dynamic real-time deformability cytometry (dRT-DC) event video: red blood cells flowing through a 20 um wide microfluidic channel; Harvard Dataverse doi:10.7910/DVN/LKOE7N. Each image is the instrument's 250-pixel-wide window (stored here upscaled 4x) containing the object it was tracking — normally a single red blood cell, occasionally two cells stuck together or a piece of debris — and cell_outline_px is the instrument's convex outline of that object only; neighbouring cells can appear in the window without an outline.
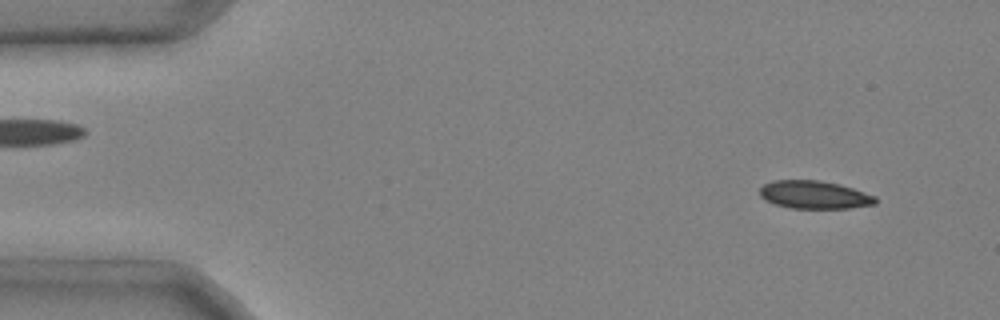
{"species": "common noctule bat (a hibernating species)", "species_latin": "Nyctalus noctula", "temperature_condition": "cold", "stored_images_in_passage": 46, "camera_frame_rate_fps": 3000, "um_per_image_px": 0.085, "animal": {"sex": "male", "body_mass_g": 20.4}, "frame": {"image": 1, "passage_image": 3, "time_ms": 0.667, "image_size_px": [1000, 320], "cell_outline_px": [[876, 204], [848, 208], [792, 208], [776, 204], [764, 200], [760, 196], [760, 188], [764, 184], [772, 180], [820, 180], [840, 184], [876, 196]], "centroid_in_image_um": [69.21, 16.55], "position_along_channel_um": 15.8, "area_um2": 18.84}}
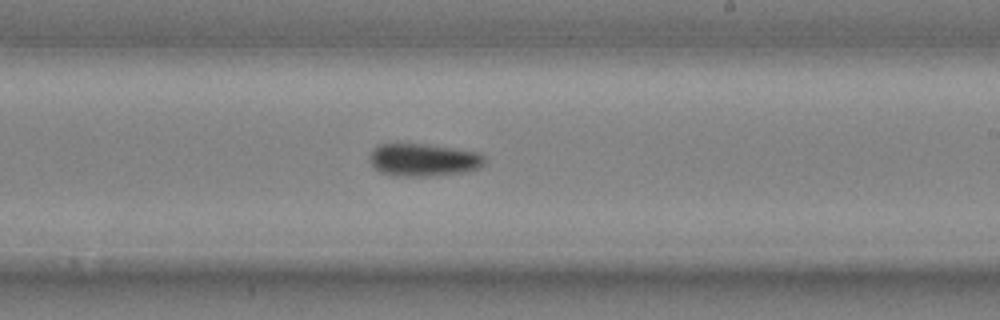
{"frame": {"image": 2, "passage_image": 28, "time_ms": 9.0, "image_size_px": [1000, 320], "cell_outline_px": [[484, 164], [480, 168], [464, 172], [432, 176], [392, 176], [380, 172], [372, 168], [368, 160], [368, 156], [372, 148], [376, 144], [424, 144], [480, 152], [484, 156]], "centroid_in_image_um": [35.93, 13.6], "position_along_channel_um": 253.1, "area_um2": 22.31}}
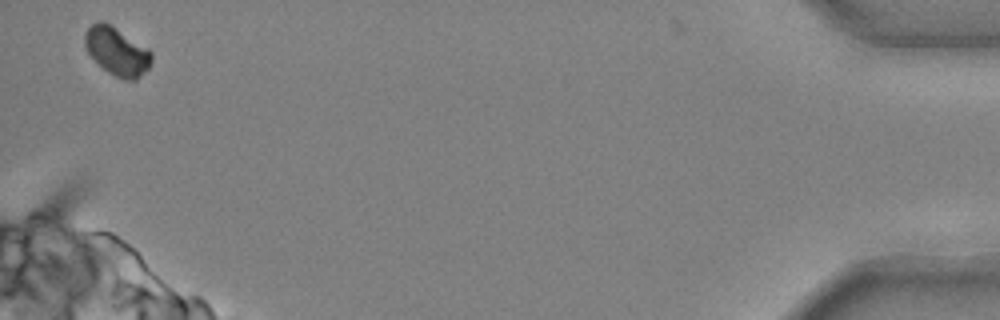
{"frame": {"image": 3, "passage_image": 46, "time_ms": 15.0, "image_size_px": [1000, 320], "cell_outline_px": [[152, 60], [148, 68], [136, 80], [124, 80], [108, 72], [88, 52], [84, 44], [84, 36], [88, 28], [96, 20], [104, 20], [148, 48], [152, 52]], "centroid_in_image_um": [9.95, 4.33], "position_along_channel_um": 425.3, "area_um2": 18.61}, "authors_computed_cell_mechanics": {"area_um2": 20.6924, "velocity_mm_per_s": 3.9984, "shape_relaxation_time_tau1_ms": 4.2975, "shape_relaxation_time_tau2_ms": null, "deformation_change_tau1": 0.1155, "deformation_change_tau2": null}}